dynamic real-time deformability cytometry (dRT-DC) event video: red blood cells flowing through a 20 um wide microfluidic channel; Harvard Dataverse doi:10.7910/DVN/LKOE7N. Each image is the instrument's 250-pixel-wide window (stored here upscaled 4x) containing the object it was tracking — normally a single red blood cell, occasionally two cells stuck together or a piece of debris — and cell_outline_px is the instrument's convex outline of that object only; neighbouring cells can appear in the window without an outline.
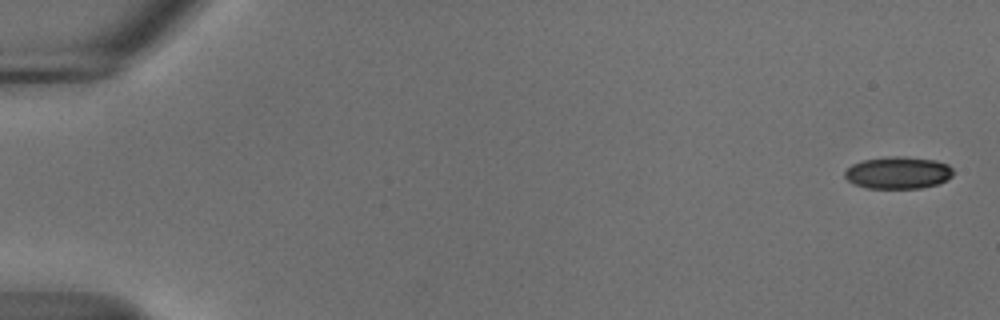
{"species": "common noctule bat (a hibernating species)", "species_latin": "Nyctalus noctula", "temperature_condition": "cold", "stored_images_in_passage": 10, "camera_frame_rate_fps": 3000, "um_per_image_px": 0.085, "animal": {"sex": "male", "body_mass_g": 18.8}, "frame": {"image": 1, "passage_image": 1, "time_ms": 0.0, "image_size_px": [1000, 320], "cell_outline_px": [[952, 176], [948, 180], [936, 184], [920, 188], [868, 188], [852, 184], [844, 176], [844, 172], [852, 164], [864, 160], [892, 156], [900, 156], [936, 160], [948, 164], [952, 168]], "centroid_in_image_um": [76.34, 14.68], "position_along_channel_um": 8.7, "area_um2": 20.29}}